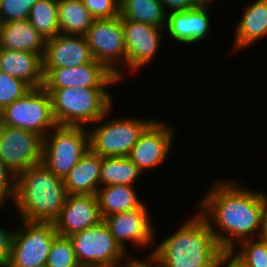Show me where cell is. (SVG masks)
<instances>
[{"label": "cell", "mask_w": 267, "mask_h": 267, "mask_svg": "<svg viewBox=\"0 0 267 267\" xmlns=\"http://www.w3.org/2000/svg\"><path fill=\"white\" fill-rule=\"evenodd\" d=\"M239 184L232 180L218 182L197 207L223 250L260 237L264 193Z\"/></svg>", "instance_id": "cell-1"}, {"label": "cell", "mask_w": 267, "mask_h": 267, "mask_svg": "<svg viewBox=\"0 0 267 267\" xmlns=\"http://www.w3.org/2000/svg\"><path fill=\"white\" fill-rule=\"evenodd\" d=\"M155 248L151 254L163 267H219L223 251L199 213Z\"/></svg>", "instance_id": "cell-2"}, {"label": "cell", "mask_w": 267, "mask_h": 267, "mask_svg": "<svg viewBox=\"0 0 267 267\" xmlns=\"http://www.w3.org/2000/svg\"><path fill=\"white\" fill-rule=\"evenodd\" d=\"M67 195L64 180L43 163L16 175L13 204L21 219L53 222L65 205Z\"/></svg>", "instance_id": "cell-3"}, {"label": "cell", "mask_w": 267, "mask_h": 267, "mask_svg": "<svg viewBox=\"0 0 267 267\" xmlns=\"http://www.w3.org/2000/svg\"><path fill=\"white\" fill-rule=\"evenodd\" d=\"M50 95L54 120L60 126L95 123L113 106L107 88H44ZM86 124V125H85Z\"/></svg>", "instance_id": "cell-4"}, {"label": "cell", "mask_w": 267, "mask_h": 267, "mask_svg": "<svg viewBox=\"0 0 267 267\" xmlns=\"http://www.w3.org/2000/svg\"><path fill=\"white\" fill-rule=\"evenodd\" d=\"M86 128L56 125L43 138L42 163L58 178L64 179L90 150Z\"/></svg>", "instance_id": "cell-5"}, {"label": "cell", "mask_w": 267, "mask_h": 267, "mask_svg": "<svg viewBox=\"0 0 267 267\" xmlns=\"http://www.w3.org/2000/svg\"><path fill=\"white\" fill-rule=\"evenodd\" d=\"M111 108L113 107L111 106L104 116L95 122L97 126L88 130L90 150L100 157H128L139 135L153 119L113 117L105 122L104 119H108L112 112Z\"/></svg>", "instance_id": "cell-6"}, {"label": "cell", "mask_w": 267, "mask_h": 267, "mask_svg": "<svg viewBox=\"0 0 267 267\" xmlns=\"http://www.w3.org/2000/svg\"><path fill=\"white\" fill-rule=\"evenodd\" d=\"M0 123L35 132L44 138L57 125L49 93L43 87L31 88L1 111Z\"/></svg>", "instance_id": "cell-7"}, {"label": "cell", "mask_w": 267, "mask_h": 267, "mask_svg": "<svg viewBox=\"0 0 267 267\" xmlns=\"http://www.w3.org/2000/svg\"><path fill=\"white\" fill-rule=\"evenodd\" d=\"M22 228L15 231L11 257L4 267H41L46 265L54 237L51 221L22 219Z\"/></svg>", "instance_id": "cell-8"}, {"label": "cell", "mask_w": 267, "mask_h": 267, "mask_svg": "<svg viewBox=\"0 0 267 267\" xmlns=\"http://www.w3.org/2000/svg\"><path fill=\"white\" fill-rule=\"evenodd\" d=\"M69 238L81 267L121 264L128 251L116 241L103 220Z\"/></svg>", "instance_id": "cell-9"}, {"label": "cell", "mask_w": 267, "mask_h": 267, "mask_svg": "<svg viewBox=\"0 0 267 267\" xmlns=\"http://www.w3.org/2000/svg\"><path fill=\"white\" fill-rule=\"evenodd\" d=\"M84 36L94 60L102 63L118 80L122 79L121 69L117 68V63L122 60L126 66L121 17L95 19Z\"/></svg>", "instance_id": "cell-10"}, {"label": "cell", "mask_w": 267, "mask_h": 267, "mask_svg": "<svg viewBox=\"0 0 267 267\" xmlns=\"http://www.w3.org/2000/svg\"><path fill=\"white\" fill-rule=\"evenodd\" d=\"M43 137L35 132L0 124V161L16 176L42 163Z\"/></svg>", "instance_id": "cell-11"}, {"label": "cell", "mask_w": 267, "mask_h": 267, "mask_svg": "<svg viewBox=\"0 0 267 267\" xmlns=\"http://www.w3.org/2000/svg\"><path fill=\"white\" fill-rule=\"evenodd\" d=\"M43 88H107L119 82L102 63L93 60L80 66L43 69Z\"/></svg>", "instance_id": "cell-12"}, {"label": "cell", "mask_w": 267, "mask_h": 267, "mask_svg": "<svg viewBox=\"0 0 267 267\" xmlns=\"http://www.w3.org/2000/svg\"><path fill=\"white\" fill-rule=\"evenodd\" d=\"M165 122L153 120L139 135L128 158L142 171L159 166L170 154L174 132Z\"/></svg>", "instance_id": "cell-13"}, {"label": "cell", "mask_w": 267, "mask_h": 267, "mask_svg": "<svg viewBox=\"0 0 267 267\" xmlns=\"http://www.w3.org/2000/svg\"><path fill=\"white\" fill-rule=\"evenodd\" d=\"M123 35L126 48V66L128 71L146 66L159 51L161 30L143 22L122 19Z\"/></svg>", "instance_id": "cell-14"}, {"label": "cell", "mask_w": 267, "mask_h": 267, "mask_svg": "<svg viewBox=\"0 0 267 267\" xmlns=\"http://www.w3.org/2000/svg\"><path fill=\"white\" fill-rule=\"evenodd\" d=\"M103 221L124 250L127 240L141 248L149 246L154 241V228L145 204L133 210L104 217Z\"/></svg>", "instance_id": "cell-15"}, {"label": "cell", "mask_w": 267, "mask_h": 267, "mask_svg": "<svg viewBox=\"0 0 267 267\" xmlns=\"http://www.w3.org/2000/svg\"><path fill=\"white\" fill-rule=\"evenodd\" d=\"M102 220L96 195H67L65 205L53 224L58 235L69 237Z\"/></svg>", "instance_id": "cell-16"}, {"label": "cell", "mask_w": 267, "mask_h": 267, "mask_svg": "<svg viewBox=\"0 0 267 267\" xmlns=\"http://www.w3.org/2000/svg\"><path fill=\"white\" fill-rule=\"evenodd\" d=\"M43 69L80 66L94 60L84 35L58 34L46 40Z\"/></svg>", "instance_id": "cell-17"}, {"label": "cell", "mask_w": 267, "mask_h": 267, "mask_svg": "<svg viewBox=\"0 0 267 267\" xmlns=\"http://www.w3.org/2000/svg\"><path fill=\"white\" fill-rule=\"evenodd\" d=\"M209 10V4H200L187 11L168 13L165 31L178 43L193 44L203 41L211 29Z\"/></svg>", "instance_id": "cell-18"}, {"label": "cell", "mask_w": 267, "mask_h": 267, "mask_svg": "<svg viewBox=\"0 0 267 267\" xmlns=\"http://www.w3.org/2000/svg\"><path fill=\"white\" fill-rule=\"evenodd\" d=\"M0 70L23 80L31 88L43 87V60L39 54L0 48Z\"/></svg>", "instance_id": "cell-19"}, {"label": "cell", "mask_w": 267, "mask_h": 267, "mask_svg": "<svg viewBox=\"0 0 267 267\" xmlns=\"http://www.w3.org/2000/svg\"><path fill=\"white\" fill-rule=\"evenodd\" d=\"M102 157L89 150L63 179L68 195H96Z\"/></svg>", "instance_id": "cell-20"}, {"label": "cell", "mask_w": 267, "mask_h": 267, "mask_svg": "<svg viewBox=\"0 0 267 267\" xmlns=\"http://www.w3.org/2000/svg\"><path fill=\"white\" fill-rule=\"evenodd\" d=\"M45 46L46 39L28 19L2 24L0 48L35 53L43 58Z\"/></svg>", "instance_id": "cell-21"}, {"label": "cell", "mask_w": 267, "mask_h": 267, "mask_svg": "<svg viewBox=\"0 0 267 267\" xmlns=\"http://www.w3.org/2000/svg\"><path fill=\"white\" fill-rule=\"evenodd\" d=\"M267 35V0L246 7L236 28L233 51L248 47Z\"/></svg>", "instance_id": "cell-22"}, {"label": "cell", "mask_w": 267, "mask_h": 267, "mask_svg": "<svg viewBox=\"0 0 267 267\" xmlns=\"http://www.w3.org/2000/svg\"><path fill=\"white\" fill-rule=\"evenodd\" d=\"M134 185H108L99 187L96 193L102 219L141 207Z\"/></svg>", "instance_id": "cell-23"}, {"label": "cell", "mask_w": 267, "mask_h": 267, "mask_svg": "<svg viewBox=\"0 0 267 267\" xmlns=\"http://www.w3.org/2000/svg\"><path fill=\"white\" fill-rule=\"evenodd\" d=\"M57 14L60 33L66 35H85L95 20L82 0H58Z\"/></svg>", "instance_id": "cell-24"}, {"label": "cell", "mask_w": 267, "mask_h": 267, "mask_svg": "<svg viewBox=\"0 0 267 267\" xmlns=\"http://www.w3.org/2000/svg\"><path fill=\"white\" fill-rule=\"evenodd\" d=\"M121 19L143 22L158 28L166 25L167 14L159 0H120Z\"/></svg>", "instance_id": "cell-25"}, {"label": "cell", "mask_w": 267, "mask_h": 267, "mask_svg": "<svg viewBox=\"0 0 267 267\" xmlns=\"http://www.w3.org/2000/svg\"><path fill=\"white\" fill-rule=\"evenodd\" d=\"M142 173L128 157H102L100 185H134Z\"/></svg>", "instance_id": "cell-26"}, {"label": "cell", "mask_w": 267, "mask_h": 267, "mask_svg": "<svg viewBox=\"0 0 267 267\" xmlns=\"http://www.w3.org/2000/svg\"><path fill=\"white\" fill-rule=\"evenodd\" d=\"M57 4L58 0H38L29 13V22L46 40L60 34Z\"/></svg>", "instance_id": "cell-27"}, {"label": "cell", "mask_w": 267, "mask_h": 267, "mask_svg": "<svg viewBox=\"0 0 267 267\" xmlns=\"http://www.w3.org/2000/svg\"><path fill=\"white\" fill-rule=\"evenodd\" d=\"M47 267H81L69 237L56 235L46 261Z\"/></svg>", "instance_id": "cell-28"}, {"label": "cell", "mask_w": 267, "mask_h": 267, "mask_svg": "<svg viewBox=\"0 0 267 267\" xmlns=\"http://www.w3.org/2000/svg\"><path fill=\"white\" fill-rule=\"evenodd\" d=\"M239 251L233 252L251 267H267V240L256 238L243 240L238 244Z\"/></svg>", "instance_id": "cell-29"}, {"label": "cell", "mask_w": 267, "mask_h": 267, "mask_svg": "<svg viewBox=\"0 0 267 267\" xmlns=\"http://www.w3.org/2000/svg\"><path fill=\"white\" fill-rule=\"evenodd\" d=\"M31 87L21 79L0 70V111L23 97Z\"/></svg>", "instance_id": "cell-30"}, {"label": "cell", "mask_w": 267, "mask_h": 267, "mask_svg": "<svg viewBox=\"0 0 267 267\" xmlns=\"http://www.w3.org/2000/svg\"><path fill=\"white\" fill-rule=\"evenodd\" d=\"M38 0H0V18L3 23L26 20Z\"/></svg>", "instance_id": "cell-31"}, {"label": "cell", "mask_w": 267, "mask_h": 267, "mask_svg": "<svg viewBox=\"0 0 267 267\" xmlns=\"http://www.w3.org/2000/svg\"><path fill=\"white\" fill-rule=\"evenodd\" d=\"M82 2L95 19L119 16L120 0H82Z\"/></svg>", "instance_id": "cell-32"}, {"label": "cell", "mask_w": 267, "mask_h": 267, "mask_svg": "<svg viewBox=\"0 0 267 267\" xmlns=\"http://www.w3.org/2000/svg\"><path fill=\"white\" fill-rule=\"evenodd\" d=\"M16 176L0 161V208L4 203L14 199Z\"/></svg>", "instance_id": "cell-33"}, {"label": "cell", "mask_w": 267, "mask_h": 267, "mask_svg": "<svg viewBox=\"0 0 267 267\" xmlns=\"http://www.w3.org/2000/svg\"><path fill=\"white\" fill-rule=\"evenodd\" d=\"M14 235L15 231H6L0 226V267H4L11 257Z\"/></svg>", "instance_id": "cell-34"}, {"label": "cell", "mask_w": 267, "mask_h": 267, "mask_svg": "<svg viewBox=\"0 0 267 267\" xmlns=\"http://www.w3.org/2000/svg\"><path fill=\"white\" fill-rule=\"evenodd\" d=\"M168 13L183 12L201 4L200 0H159ZM170 10V12H168Z\"/></svg>", "instance_id": "cell-35"}, {"label": "cell", "mask_w": 267, "mask_h": 267, "mask_svg": "<svg viewBox=\"0 0 267 267\" xmlns=\"http://www.w3.org/2000/svg\"><path fill=\"white\" fill-rule=\"evenodd\" d=\"M219 267H251V266L242 261L233 252V250H223L219 261Z\"/></svg>", "instance_id": "cell-36"}, {"label": "cell", "mask_w": 267, "mask_h": 267, "mask_svg": "<svg viewBox=\"0 0 267 267\" xmlns=\"http://www.w3.org/2000/svg\"><path fill=\"white\" fill-rule=\"evenodd\" d=\"M149 257H145L144 260H137L135 258H127L129 260L130 267H163V265L154 257L153 254H149Z\"/></svg>", "instance_id": "cell-37"}, {"label": "cell", "mask_w": 267, "mask_h": 267, "mask_svg": "<svg viewBox=\"0 0 267 267\" xmlns=\"http://www.w3.org/2000/svg\"><path fill=\"white\" fill-rule=\"evenodd\" d=\"M261 239L267 240V196L264 194V205L262 211V221H261Z\"/></svg>", "instance_id": "cell-38"}, {"label": "cell", "mask_w": 267, "mask_h": 267, "mask_svg": "<svg viewBox=\"0 0 267 267\" xmlns=\"http://www.w3.org/2000/svg\"><path fill=\"white\" fill-rule=\"evenodd\" d=\"M123 265V266H122ZM86 267H130L129 261H127V264H115L112 266H86Z\"/></svg>", "instance_id": "cell-39"}, {"label": "cell", "mask_w": 267, "mask_h": 267, "mask_svg": "<svg viewBox=\"0 0 267 267\" xmlns=\"http://www.w3.org/2000/svg\"><path fill=\"white\" fill-rule=\"evenodd\" d=\"M213 0H200L201 4H210Z\"/></svg>", "instance_id": "cell-40"}, {"label": "cell", "mask_w": 267, "mask_h": 267, "mask_svg": "<svg viewBox=\"0 0 267 267\" xmlns=\"http://www.w3.org/2000/svg\"><path fill=\"white\" fill-rule=\"evenodd\" d=\"M2 24H3V22H2V19L0 18V38H1V29H2Z\"/></svg>", "instance_id": "cell-41"}]
</instances>
